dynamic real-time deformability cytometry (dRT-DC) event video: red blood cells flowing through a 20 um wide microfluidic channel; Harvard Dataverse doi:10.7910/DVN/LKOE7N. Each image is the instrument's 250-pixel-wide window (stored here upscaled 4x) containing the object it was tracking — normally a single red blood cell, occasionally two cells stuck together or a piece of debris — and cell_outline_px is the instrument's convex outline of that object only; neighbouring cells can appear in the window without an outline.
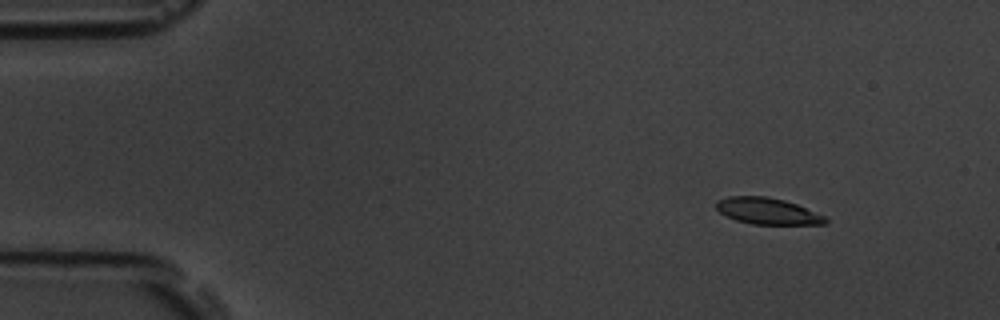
{"species": "common noctule bat (a hibernating species)", "species_latin": "Nyctalus noctula", "temperature_condition": "room temperature", "stored_images_in_passage": 4, "camera_frame_rate_fps": 3000, "um_per_image_px": 0.085, "animal": {"sex": "male", "body_mass_g": 19.5, "forearm_length_mm": 54.6}, "frame": {"image": 1, "passage_image": 2, "time_ms": 1.0, "image_size_px": [1000, 320], "cell_outline_px": [[828, 220], [824, 224], [752, 224], [736, 220], [720, 212], [716, 208], [716, 200], [728, 196], [764, 196], [784, 200], [796, 204], [824, 216]], "centroid_in_image_um": [65.2, 17.94], "position_along_channel_um": 19.8, "area_um2": 16.59}}